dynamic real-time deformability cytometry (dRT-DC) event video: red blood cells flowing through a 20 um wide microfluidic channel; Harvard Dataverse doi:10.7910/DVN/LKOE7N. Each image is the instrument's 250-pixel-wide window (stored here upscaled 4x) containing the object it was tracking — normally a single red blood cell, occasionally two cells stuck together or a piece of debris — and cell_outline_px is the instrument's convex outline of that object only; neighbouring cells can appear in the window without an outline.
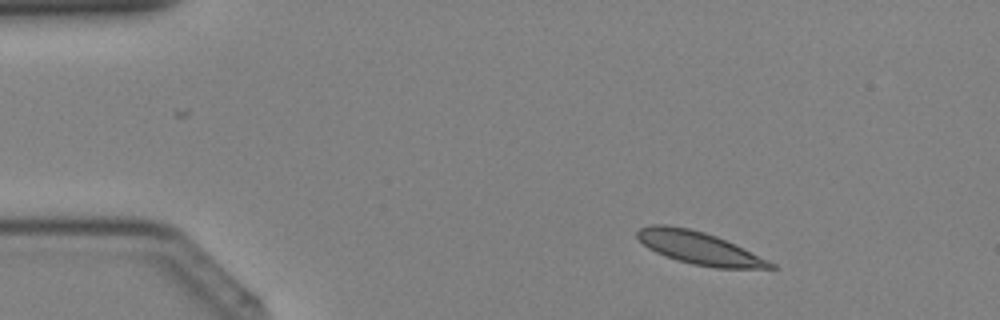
{"species": "Egyptian fruit bat (a non-hibernating species)", "species_latin": "Rousettus aegyptiacus", "temperature_condition": "cold", "stored_images_in_passage": 39, "segment_of_instrument_passage": [1, 2], "camera_frame_rate_fps": 3000, "um_per_image_px": 0.085, "animal": {"sex": "female"}, "frame": {"image": 1, "passage_image": 3, "time_ms": 0.667, "image_size_px": [1000, 320], "cell_outline_px": [[780, 268], [716, 268], [692, 264], [676, 260], [664, 256], [648, 248], [636, 236], [636, 232], [640, 228], [652, 224], [664, 224], [688, 228], [704, 232], [716, 236], [768, 260], [776, 264]], "centroid_in_image_um": [59.39, 21.08], "position_along_channel_um": 25.6, "area_um2": 25.09}}
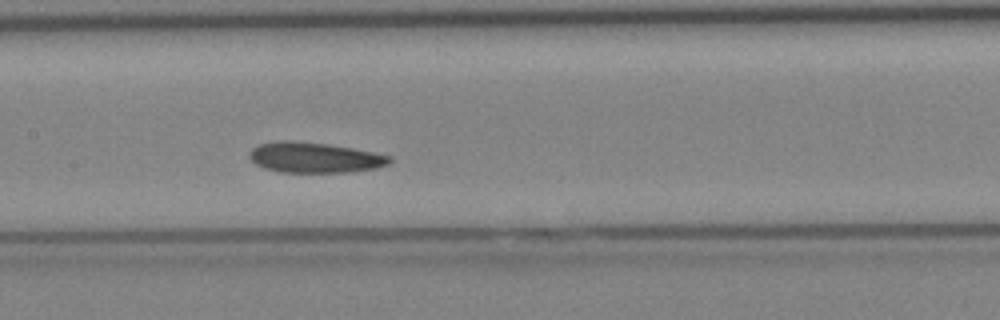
{"frame": {"image": 2, "passage_image": 17, "time_ms": 5.333, "image_size_px": [1000, 320], "cell_outline_px": [[392, 160], [388, 164], [376, 168], [348, 172], [280, 172], [264, 168], [256, 164], [248, 156], [248, 152], [252, 148], [260, 144], [276, 140], [292, 140], [328, 144], [352, 148], [392, 156]], "centroid_in_image_um": [26.71, 13.38], "position_along_channel_um": 180.7, "area_um2": 24.91}}
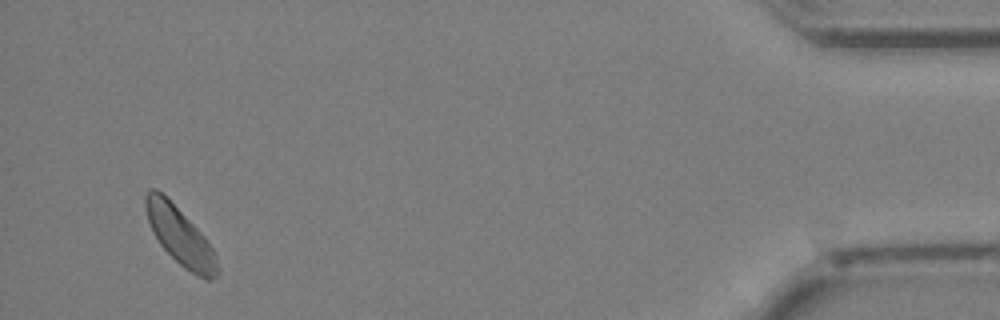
{"frame": {"image": 3, "passage_image": 36, "time_ms": 11.667, "image_size_px": [1000, 320], "cell_outline_px": [[220, 272], [212, 280], [208, 280], [184, 268], [160, 244], [148, 220], [144, 204], [144, 196], [148, 188], [156, 188], [168, 196], [204, 236], [212, 248], [220, 268]], "centroid_in_image_um": [15.3, 20.01], "position_along_channel_um": 419.9, "area_um2": 24.04}}